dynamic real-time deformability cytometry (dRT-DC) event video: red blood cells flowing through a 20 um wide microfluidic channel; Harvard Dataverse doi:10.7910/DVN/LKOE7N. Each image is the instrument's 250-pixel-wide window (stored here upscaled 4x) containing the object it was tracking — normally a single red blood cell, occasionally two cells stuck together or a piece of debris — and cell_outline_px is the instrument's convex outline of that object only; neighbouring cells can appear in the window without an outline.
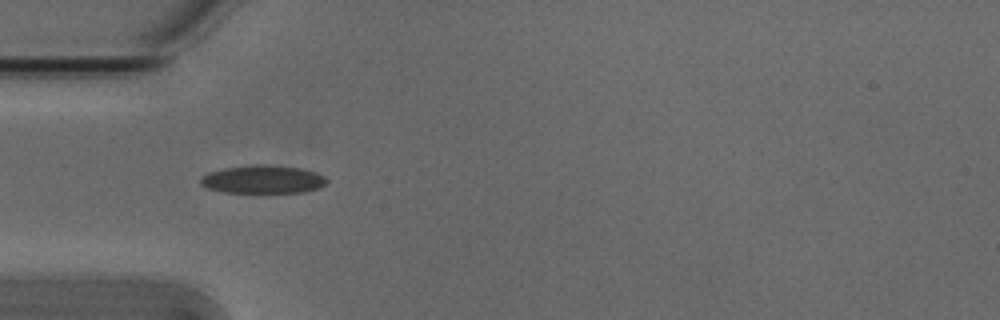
{"species": "Egyptian fruit bat (a non-hibernating species)", "species_latin": "Rousettus aegyptiacus", "temperature_condition": "cold", "stored_images_in_passage": 6, "camera_frame_rate_fps": 3000, "um_per_image_px": 0.085, "animal": {"sex": "male"}, "frame": {"image": 1, "passage_image": 4, "time_ms": 1.0, "image_size_px": [1000, 320], "cell_outline_px": [[328, 180], [320, 188], [304, 192], [224, 192], [208, 188], [200, 184], [200, 180], [208, 172], [224, 168], [252, 164], [264, 164], [300, 168], [316, 172], [324, 176]], "centroid_in_image_um": [22.36, 15.24], "position_along_channel_um": 62.6, "area_um2": 20.63}}
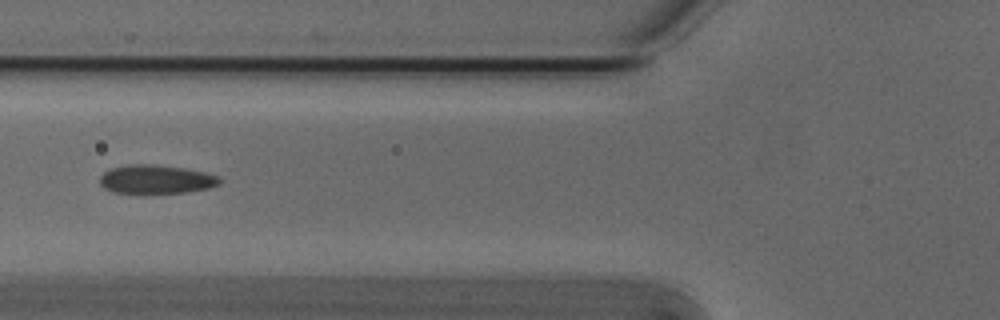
{"frame": {"image": 2, "passage_image": 5, "time_ms": 1.333, "image_size_px": [1000, 320], "cell_outline_px": [[220, 184], [208, 188], [188, 192], [112, 192], [104, 188], [100, 184], [100, 176], [104, 172], [112, 168], [128, 164], [152, 164], [184, 168], [204, 172], [220, 176]], "centroid_in_image_um": [13.27, 15.23], "position_along_channel_um": 112.5, "area_um2": 19.83}}